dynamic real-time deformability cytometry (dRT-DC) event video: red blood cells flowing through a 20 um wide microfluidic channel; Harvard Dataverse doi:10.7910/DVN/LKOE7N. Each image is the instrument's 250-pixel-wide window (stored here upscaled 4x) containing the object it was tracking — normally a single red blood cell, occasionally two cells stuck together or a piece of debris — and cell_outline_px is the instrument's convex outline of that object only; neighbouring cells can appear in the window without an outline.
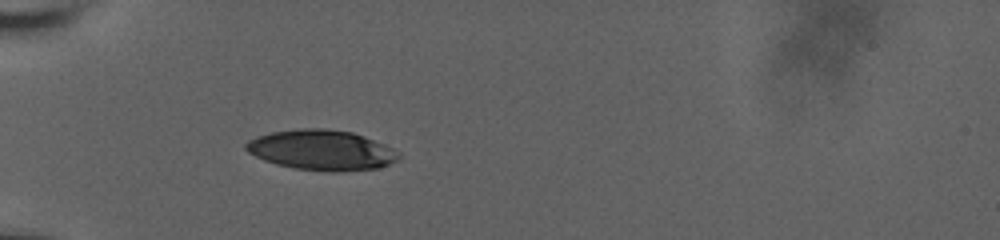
{"species": "human", "species_latin": "Homo sapiens", "temperature_condition": "room temperature", "stored_images_in_passage": 38, "camera_frame_rate_fps": 3000, "um_per_image_px": 0.085, "donor": {"sex": "male"}, "frame": {"image": 1, "passage_image": 19, "time_ms": 6.667, "image_size_px": [1000, 240], "cell_outline_px": [[400, 156], [396, 160], [380, 168], [332, 172], [292, 168], [276, 164], [264, 160], [248, 152], [244, 148], [244, 144], [248, 140], [256, 136], [272, 132], [300, 128], [324, 128], [352, 132], [364, 136], [384, 144], [392, 148]], "centroid_in_image_um": [27.3, 12.75], "position_along_channel_um": 57.7, "area_um2": 35.78}}
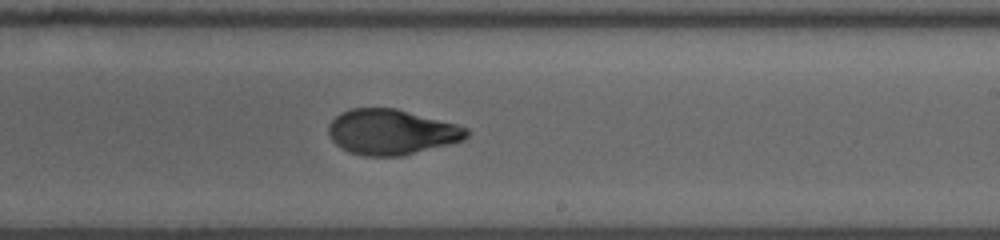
{"frame": {"image": 2, "passage_image": 28, "time_ms": 12.333, "image_size_px": [1000, 240], "cell_outline_px": [[468, 136], [464, 140], [404, 156], [364, 156], [348, 152], [340, 148], [332, 140], [328, 132], [328, 124], [340, 112], [352, 108], [396, 108], [456, 124], [468, 128]], "centroid_in_image_um": [33.25, 11.23], "position_along_channel_um": 255.7, "area_um2": 36.65}}
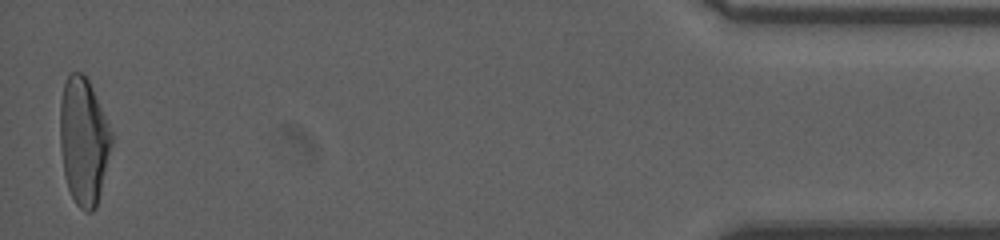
{"frame": {"image": 3, "passage_image": 38, "time_ms": 19.0, "image_size_px": [1000, 240], "cell_outline_px": [[112, 144], [96, 208], [92, 212], [84, 212], [76, 204], [68, 188], [64, 176], [60, 148], [60, 100], [64, 84], [68, 72], [84, 72], [92, 88], [112, 132]], "centroid_in_image_um": [7.09, 11.98], "position_along_channel_um": 428.1, "area_um2": 38.21}, "authors_computed_cell_mechanics": {"area_um2": 35.5759, "velocity_mm_per_s": 3.7739, "shape_relaxation_time_tau1_ms": 7.6516, "shape_relaxation_time_tau2_ms": 1.3503, "deformation_change_tau1": 0.2159, "deformation_change_tau2": 0.0585}}